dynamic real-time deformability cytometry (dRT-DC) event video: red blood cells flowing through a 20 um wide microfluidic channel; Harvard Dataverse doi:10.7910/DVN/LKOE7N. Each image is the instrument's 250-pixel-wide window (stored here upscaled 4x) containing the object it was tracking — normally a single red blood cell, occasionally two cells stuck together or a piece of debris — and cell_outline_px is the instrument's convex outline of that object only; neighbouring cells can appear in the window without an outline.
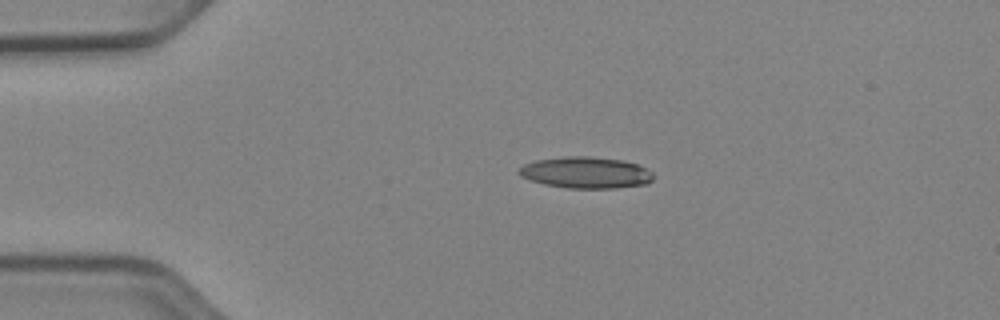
{"species": "Egyptian fruit bat (a non-hibernating species)", "species_latin": "Rousettus aegyptiacus", "temperature_condition": "cold", "stored_images_in_passage": 12, "camera_frame_rate_fps": 3000, "um_per_image_px": 0.085, "animal": {"sex": "female"}, "frame": {"image": 1, "passage_image": 7, "time_ms": 2.0, "image_size_px": [1000, 320], "cell_outline_px": [[652, 180], [648, 184], [616, 188], [568, 188], [544, 184], [520, 176], [516, 172], [524, 164], [536, 160], [568, 156], [588, 156], [620, 160], [636, 164], [648, 168], [652, 172]], "centroid_in_image_um": [49.8, 14.67], "position_along_channel_um": 35.2, "area_um2": 24.57}}